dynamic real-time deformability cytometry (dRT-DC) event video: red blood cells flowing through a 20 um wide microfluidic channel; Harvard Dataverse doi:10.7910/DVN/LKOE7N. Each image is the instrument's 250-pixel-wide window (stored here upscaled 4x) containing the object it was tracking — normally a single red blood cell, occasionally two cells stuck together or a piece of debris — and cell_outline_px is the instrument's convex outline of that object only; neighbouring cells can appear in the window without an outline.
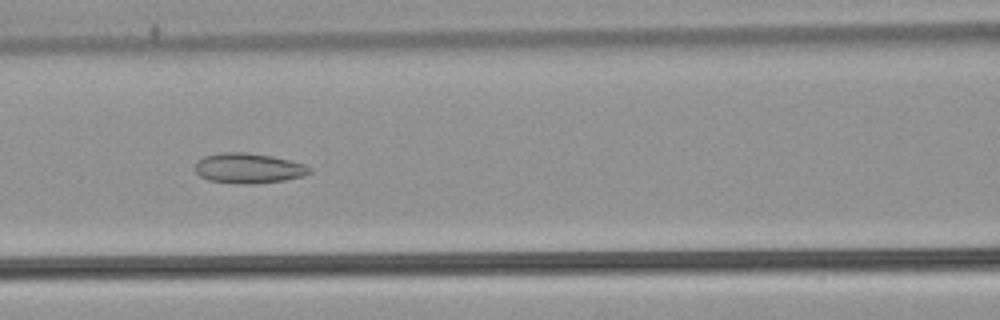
{"species": "common noctule bat (a hibernating species)", "species_latin": "Nyctalus noctula", "temperature_condition": "warm", "stored_images_in_passage": 47, "camera_frame_rate_fps": 3000, "um_per_image_px": 0.085, "animal": {"sex": "male", "body_mass_g": 21.5, "forearm_length_mm": 52.0}, "frame": {"image": 1, "passage_image": 23, "time_ms": 7.333, "image_size_px": [1000, 320], "cell_outline_px": [[312, 172], [304, 176], [284, 180], [256, 184], [236, 184], [208, 180], [200, 176], [196, 172], [196, 160], [204, 156], [224, 152], [248, 152], [272, 156], [304, 164], [312, 168]], "centroid_in_image_um": [21.13, 14.3], "position_along_channel_um": 145.5, "area_um2": 20.29}}
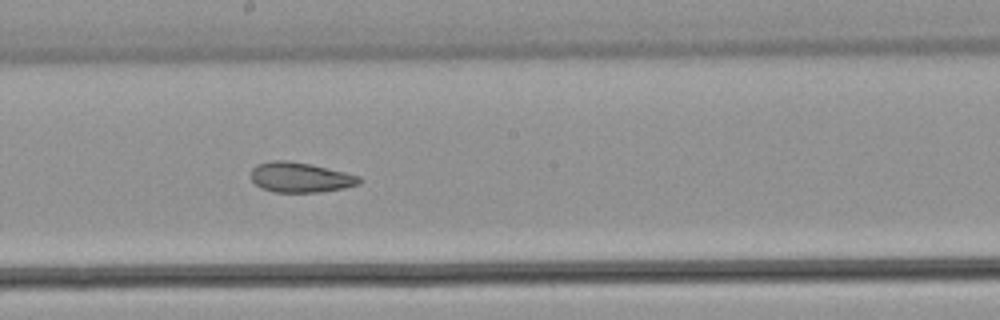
{"frame": {"image": 2, "passage_image": 29, "time_ms": 9.333, "image_size_px": [1000, 320], "cell_outline_px": [[360, 184], [344, 188], [320, 192], [276, 192], [260, 188], [252, 180], [252, 168], [256, 164], [272, 160], [288, 160], [308, 164], [344, 172], [360, 176]], "centroid_in_image_um": [25.5, 15.08], "position_along_channel_um": 222.7, "area_um2": 18.84}}
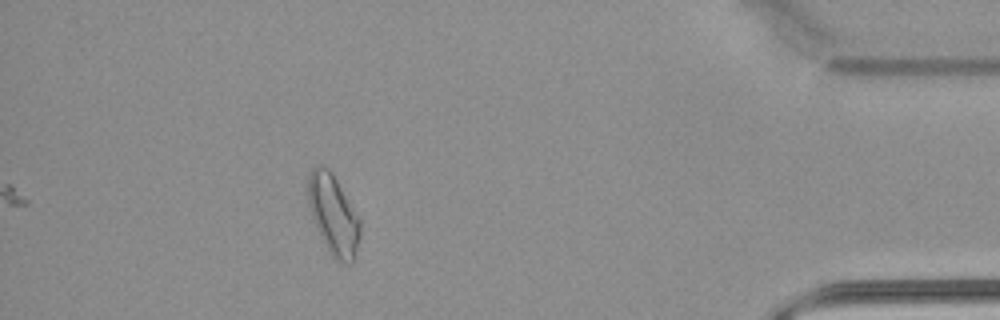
{"frame": {"image": 3, "passage_image": 47, "time_ms": 15.333, "image_size_px": [1000, 320], "cell_outline_px": [[360, 236], [352, 264], [344, 264], [336, 260], [332, 256], [324, 244], [312, 216], [308, 204], [308, 172], [316, 164], [320, 164], [328, 168], [332, 172], [360, 220]], "centroid_in_image_um": [28.32, 18.24], "position_along_channel_um": 406.9, "area_um2": 24.16}, "authors_computed_cell_mechanics": {"area_um2": 19.7676, "velocity_mm_per_s": 3.8736, "shape_relaxation_time_tau1_ms": null, "shape_relaxation_time_tau2_ms": 3.6096, "deformation_change_tau1": null, "deformation_change_tau2": 0.1062}}